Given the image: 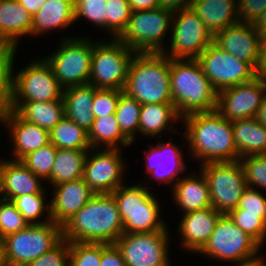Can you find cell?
<instances>
[{
	"instance_id": "1",
	"label": "cell",
	"mask_w": 266,
	"mask_h": 266,
	"mask_svg": "<svg viewBox=\"0 0 266 266\" xmlns=\"http://www.w3.org/2000/svg\"><path fill=\"white\" fill-rule=\"evenodd\" d=\"M182 136H185L190 157L201 164L239 160L232 122L217 110L189 114L182 118Z\"/></svg>"
},
{
	"instance_id": "2",
	"label": "cell",
	"mask_w": 266,
	"mask_h": 266,
	"mask_svg": "<svg viewBox=\"0 0 266 266\" xmlns=\"http://www.w3.org/2000/svg\"><path fill=\"white\" fill-rule=\"evenodd\" d=\"M123 234L117 203L110 194H95L62 226L68 242L115 244Z\"/></svg>"
},
{
	"instance_id": "3",
	"label": "cell",
	"mask_w": 266,
	"mask_h": 266,
	"mask_svg": "<svg viewBox=\"0 0 266 266\" xmlns=\"http://www.w3.org/2000/svg\"><path fill=\"white\" fill-rule=\"evenodd\" d=\"M170 82L173 104L181 118L216 110L218 92L196 59H171Z\"/></svg>"
},
{
	"instance_id": "4",
	"label": "cell",
	"mask_w": 266,
	"mask_h": 266,
	"mask_svg": "<svg viewBox=\"0 0 266 266\" xmlns=\"http://www.w3.org/2000/svg\"><path fill=\"white\" fill-rule=\"evenodd\" d=\"M170 68L171 58L163 53H135L123 91L141 105L173 103Z\"/></svg>"
},
{
	"instance_id": "5",
	"label": "cell",
	"mask_w": 266,
	"mask_h": 266,
	"mask_svg": "<svg viewBox=\"0 0 266 266\" xmlns=\"http://www.w3.org/2000/svg\"><path fill=\"white\" fill-rule=\"evenodd\" d=\"M117 203L123 233L169 231L160 214L161 205L155 193L142 182L122 185L111 193Z\"/></svg>"
},
{
	"instance_id": "6",
	"label": "cell",
	"mask_w": 266,
	"mask_h": 266,
	"mask_svg": "<svg viewBox=\"0 0 266 266\" xmlns=\"http://www.w3.org/2000/svg\"><path fill=\"white\" fill-rule=\"evenodd\" d=\"M261 248L264 247L235 225L228 214H222L209 240L198 253L210 260L237 265L258 259Z\"/></svg>"
},
{
	"instance_id": "7",
	"label": "cell",
	"mask_w": 266,
	"mask_h": 266,
	"mask_svg": "<svg viewBox=\"0 0 266 266\" xmlns=\"http://www.w3.org/2000/svg\"><path fill=\"white\" fill-rule=\"evenodd\" d=\"M61 240L62 227L53 221L28 225L1 240L3 263L5 266H25Z\"/></svg>"
},
{
	"instance_id": "8",
	"label": "cell",
	"mask_w": 266,
	"mask_h": 266,
	"mask_svg": "<svg viewBox=\"0 0 266 266\" xmlns=\"http://www.w3.org/2000/svg\"><path fill=\"white\" fill-rule=\"evenodd\" d=\"M172 17V11L162 8L133 11L117 39L136 53H163L167 47L168 36H165L171 33Z\"/></svg>"
},
{
	"instance_id": "9",
	"label": "cell",
	"mask_w": 266,
	"mask_h": 266,
	"mask_svg": "<svg viewBox=\"0 0 266 266\" xmlns=\"http://www.w3.org/2000/svg\"><path fill=\"white\" fill-rule=\"evenodd\" d=\"M73 37H64L57 49L44 57L63 89L89 84L93 38Z\"/></svg>"
},
{
	"instance_id": "10",
	"label": "cell",
	"mask_w": 266,
	"mask_h": 266,
	"mask_svg": "<svg viewBox=\"0 0 266 266\" xmlns=\"http://www.w3.org/2000/svg\"><path fill=\"white\" fill-rule=\"evenodd\" d=\"M135 53L118 39H93L89 84L95 88L124 90Z\"/></svg>"
},
{
	"instance_id": "11",
	"label": "cell",
	"mask_w": 266,
	"mask_h": 266,
	"mask_svg": "<svg viewBox=\"0 0 266 266\" xmlns=\"http://www.w3.org/2000/svg\"><path fill=\"white\" fill-rule=\"evenodd\" d=\"M213 38L191 7L177 11L173 13L170 41L163 54L171 59H197Z\"/></svg>"
},
{
	"instance_id": "12",
	"label": "cell",
	"mask_w": 266,
	"mask_h": 266,
	"mask_svg": "<svg viewBox=\"0 0 266 266\" xmlns=\"http://www.w3.org/2000/svg\"><path fill=\"white\" fill-rule=\"evenodd\" d=\"M198 168L208 181L211 206L223 214L236 208L247 188L241 162H209Z\"/></svg>"
},
{
	"instance_id": "13",
	"label": "cell",
	"mask_w": 266,
	"mask_h": 266,
	"mask_svg": "<svg viewBox=\"0 0 266 266\" xmlns=\"http://www.w3.org/2000/svg\"><path fill=\"white\" fill-rule=\"evenodd\" d=\"M14 72L13 102H48L63 99L64 89L43 56Z\"/></svg>"
},
{
	"instance_id": "14",
	"label": "cell",
	"mask_w": 266,
	"mask_h": 266,
	"mask_svg": "<svg viewBox=\"0 0 266 266\" xmlns=\"http://www.w3.org/2000/svg\"><path fill=\"white\" fill-rule=\"evenodd\" d=\"M196 60L217 92L256 77V70L249 63L222 50L214 42Z\"/></svg>"
},
{
	"instance_id": "15",
	"label": "cell",
	"mask_w": 266,
	"mask_h": 266,
	"mask_svg": "<svg viewBox=\"0 0 266 266\" xmlns=\"http://www.w3.org/2000/svg\"><path fill=\"white\" fill-rule=\"evenodd\" d=\"M169 231L123 233L116 241L127 266H172Z\"/></svg>"
},
{
	"instance_id": "16",
	"label": "cell",
	"mask_w": 266,
	"mask_h": 266,
	"mask_svg": "<svg viewBox=\"0 0 266 266\" xmlns=\"http://www.w3.org/2000/svg\"><path fill=\"white\" fill-rule=\"evenodd\" d=\"M122 149H89L83 170V180L95 194H110L126 184V163ZM124 183V184H123Z\"/></svg>"
},
{
	"instance_id": "17",
	"label": "cell",
	"mask_w": 266,
	"mask_h": 266,
	"mask_svg": "<svg viewBox=\"0 0 266 266\" xmlns=\"http://www.w3.org/2000/svg\"><path fill=\"white\" fill-rule=\"evenodd\" d=\"M266 95V80L252 81L218 92L216 110L230 122L254 118Z\"/></svg>"
},
{
	"instance_id": "18",
	"label": "cell",
	"mask_w": 266,
	"mask_h": 266,
	"mask_svg": "<svg viewBox=\"0 0 266 266\" xmlns=\"http://www.w3.org/2000/svg\"><path fill=\"white\" fill-rule=\"evenodd\" d=\"M148 145V149L144 151V156L148 184H144L146 187L149 185V181L157 180L162 185L170 184L173 187L182 177L179 175L184 174L187 170V166L184 158V149L180 148L175 142L159 141L158 144ZM174 180V181H173ZM173 182V183H172Z\"/></svg>"
},
{
	"instance_id": "19",
	"label": "cell",
	"mask_w": 266,
	"mask_h": 266,
	"mask_svg": "<svg viewBox=\"0 0 266 266\" xmlns=\"http://www.w3.org/2000/svg\"><path fill=\"white\" fill-rule=\"evenodd\" d=\"M213 42L222 50L246 61L255 70L258 67L261 50V37L253 24L237 22L216 34Z\"/></svg>"
},
{
	"instance_id": "20",
	"label": "cell",
	"mask_w": 266,
	"mask_h": 266,
	"mask_svg": "<svg viewBox=\"0 0 266 266\" xmlns=\"http://www.w3.org/2000/svg\"><path fill=\"white\" fill-rule=\"evenodd\" d=\"M0 125L9 130L12 160L21 161L26 155L50 143V131L22 119L14 110L0 118Z\"/></svg>"
},
{
	"instance_id": "21",
	"label": "cell",
	"mask_w": 266,
	"mask_h": 266,
	"mask_svg": "<svg viewBox=\"0 0 266 266\" xmlns=\"http://www.w3.org/2000/svg\"><path fill=\"white\" fill-rule=\"evenodd\" d=\"M222 214L213 207L182 214L179 224L176 225L181 248L191 252L190 254L199 255L198 252L209 240Z\"/></svg>"
},
{
	"instance_id": "22",
	"label": "cell",
	"mask_w": 266,
	"mask_h": 266,
	"mask_svg": "<svg viewBox=\"0 0 266 266\" xmlns=\"http://www.w3.org/2000/svg\"><path fill=\"white\" fill-rule=\"evenodd\" d=\"M51 189V218L61 227L95 195L83 178L51 186Z\"/></svg>"
},
{
	"instance_id": "23",
	"label": "cell",
	"mask_w": 266,
	"mask_h": 266,
	"mask_svg": "<svg viewBox=\"0 0 266 266\" xmlns=\"http://www.w3.org/2000/svg\"><path fill=\"white\" fill-rule=\"evenodd\" d=\"M199 171L197 175L187 173L171 187L172 200L182 214L212 207L208 181Z\"/></svg>"
},
{
	"instance_id": "24",
	"label": "cell",
	"mask_w": 266,
	"mask_h": 266,
	"mask_svg": "<svg viewBox=\"0 0 266 266\" xmlns=\"http://www.w3.org/2000/svg\"><path fill=\"white\" fill-rule=\"evenodd\" d=\"M44 180L31 172L21 161L7 158L2 171L0 197L12 201L21 195L42 192Z\"/></svg>"
},
{
	"instance_id": "25",
	"label": "cell",
	"mask_w": 266,
	"mask_h": 266,
	"mask_svg": "<svg viewBox=\"0 0 266 266\" xmlns=\"http://www.w3.org/2000/svg\"><path fill=\"white\" fill-rule=\"evenodd\" d=\"M32 19L17 0H0V43L18 48L21 37H32Z\"/></svg>"
},
{
	"instance_id": "26",
	"label": "cell",
	"mask_w": 266,
	"mask_h": 266,
	"mask_svg": "<svg viewBox=\"0 0 266 266\" xmlns=\"http://www.w3.org/2000/svg\"><path fill=\"white\" fill-rule=\"evenodd\" d=\"M182 121L173 103L142 104L139 118V134L154 139L156 136L162 139L163 133L167 130L179 131L174 124ZM176 127V128H173Z\"/></svg>"
},
{
	"instance_id": "27",
	"label": "cell",
	"mask_w": 266,
	"mask_h": 266,
	"mask_svg": "<svg viewBox=\"0 0 266 266\" xmlns=\"http://www.w3.org/2000/svg\"><path fill=\"white\" fill-rule=\"evenodd\" d=\"M74 22V0H47L33 16L32 36L63 30Z\"/></svg>"
},
{
	"instance_id": "28",
	"label": "cell",
	"mask_w": 266,
	"mask_h": 266,
	"mask_svg": "<svg viewBox=\"0 0 266 266\" xmlns=\"http://www.w3.org/2000/svg\"><path fill=\"white\" fill-rule=\"evenodd\" d=\"M191 8L213 37L229 25L239 22L237 0H197L192 1Z\"/></svg>"
},
{
	"instance_id": "29",
	"label": "cell",
	"mask_w": 266,
	"mask_h": 266,
	"mask_svg": "<svg viewBox=\"0 0 266 266\" xmlns=\"http://www.w3.org/2000/svg\"><path fill=\"white\" fill-rule=\"evenodd\" d=\"M96 88L91 84L79 85L63 90L65 117L74 121L85 131L93 126V100Z\"/></svg>"
},
{
	"instance_id": "30",
	"label": "cell",
	"mask_w": 266,
	"mask_h": 266,
	"mask_svg": "<svg viewBox=\"0 0 266 266\" xmlns=\"http://www.w3.org/2000/svg\"><path fill=\"white\" fill-rule=\"evenodd\" d=\"M234 144L239 159L250 155H266V126L255 118L232 122Z\"/></svg>"
},
{
	"instance_id": "31",
	"label": "cell",
	"mask_w": 266,
	"mask_h": 266,
	"mask_svg": "<svg viewBox=\"0 0 266 266\" xmlns=\"http://www.w3.org/2000/svg\"><path fill=\"white\" fill-rule=\"evenodd\" d=\"M14 110L22 119L50 131L64 116L63 99L48 102H12Z\"/></svg>"
},
{
	"instance_id": "32",
	"label": "cell",
	"mask_w": 266,
	"mask_h": 266,
	"mask_svg": "<svg viewBox=\"0 0 266 266\" xmlns=\"http://www.w3.org/2000/svg\"><path fill=\"white\" fill-rule=\"evenodd\" d=\"M89 150L57 149L48 188L83 177L84 163Z\"/></svg>"
},
{
	"instance_id": "33",
	"label": "cell",
	"mask_w": 266,
	"mask_h": 266,
	"mask_svg": "<svg viewBox=\"0 0 266 266\" xmlns=\"http://www.w3.org/2000/svg\"><path fill=\"white\" fill-rule=\"evenodd\" d=\"M88 138L91 148L122 149L132 145L122 134L115 114L94 118Z\"/></svg>"
},
{
	"instance_id": "34",
	"label": "cell",
	"mask_w": 266,
	"mask_h": 266,
	"mask_svg": "<svg viewBox=\"0 0 266 266\" xmlns=\"http://www.w3.org/2000/svg\"><path fill=\"white\" fill-rule=\"evenodd\" d=\"M50 142L57 149H91L88 132L65 116L50 130Z\"/></svg>"
},
{
	"instance_id": "35",
	"label": "cell",
	"mask_w": 266,
	"mask_h": 266,
	"mask_svg": "<svg viewBox=\"0 0 266 266\" xmlns=\"http://www.w3.org/2000/svg\"><path fill=\"white\" fill-rule=\"evenodd\" d=\"M17 48L0 43V118L12 110Z\"/></svg>"
},
{
	"instance_id": "36",
	"label": "cell",
	"mask_w": 266,
	"mask_h": 266,
	"mask_svg": "<svg viewBox=\"0 0 266 266\" xmlns=\"http://www.w3.org/2000/svg\"><path fill=\"white\" fill-rule=\"evenodd\" d=\"M46 189H48V186L40 193L21 195L11 201L29 225L52 221L50 200L46 202L48 200L45 194ZM44 214L45 218L43 217Z\"/></svg>"
},
{
	"instance_id": "37",
	"label": "cell",
	"mask_w": 266,
	"mask_h": 266,
	"mask_svg": "<svg viewBox=\"0 0 266 266\" xmlns=\"http://www.w3.org/2000/svg\"><path fill=\"white\" fill-rule=\"evenodd\" d=\"M141 104L126 92L120 93L115 117L122 134L133 144L139 134V118Z\"/></svg>"
},
{
	"instance_id": "38",
	"label": "cell",
	"mask_w": 266,
	"mask_h": 266,
	"mask_svg": "<svg viewBox=\"0 0 266 266\" xmlns=\"http://www.w3.org/2000/svg\"><path fill=\"white\" fill-rule=\"evenodd\" d=\"M57 148L50 142L26 155L21 162L45 182L51 176Z\"/></svg>"
},
{
	"instance_id": "39",
	"label": "cell",
	"mask_w": 266,
	"mask_h": 266,
	"mask_svg": "<svg viewBox=\"0 0 266 266\" xmlns=\"http://www.w3.org/2000/svg\"><path fill=\"white\" fill-rule=\"evenodd\" d=\"M106 32L111 39H117L127 26L131 17V8L128 0L106 1Z\"/></svg>"
},
{
	"instance_id": "40",
	"label": "cell",
	"mask_w": 266,
	"mask_h": 266,
	"mask_svg": "<svg viewBox=\"0 0 266 266\" xmlns=\"http://www.w3.org/2000/svg\"><path fill=\"white\" fill-rule=\"evenodd\" d=\"M229 217L241 230L254 238L262 247L266 243V222L259 213H243L238 207L230 210Z\"/></svg>"
},
{
	"instance_id": "41",
	"label": "cell",
	"mask_w": 266,
	"mask_h": 266,
	"mask_svg": "<svg viewBox=\"0 0 266 266\" xmlns=\"http://www.w3.org/2000/svg\"><path fill=\"white\" fill-rule=\"evenodd\" d=\"M106 1L107 0H74L75 22L89 20L97 29L106 32Z\"/></svg>"
},
{
	"instance_id": "42",
	"label": "cell",
	"mask_w": 266,
	"mask_h": 266,
	"mask_svg": "<svg viewBox=\"0 0 266 266\" xmlns=\"http://www.w3.org/2000/svg\"><path fill=\"white\" fill-rule=\"evenodd\" d=\"M101 243L69 242V266H100Z\"/></svg>"
},
{
	"instance_id": "43",
	"label": "cell",
	"mask_w": 266,
	"mask_h": 266,
	"mask_svg": "<svg viewBox=\"0 0 266 266\" xmlns=\"http://www.w3.org/2000/svg\"><path fill=\"white\" fill-rule=\"evenodd\" d=\"M239 161L244 169L247 187L266 190V155H250Z\"/></svg>"
},
{
	"instance_id": "44",
	"label": "cell",
	"mask_w": 266,
	"mask_h": 266,
	"mask_svg": "<svg viewBox=\"0 0 266 266\" xmlns=\"http://www.w3.org/2000/svg\"><path fill=\"white\" fill-rule=\"evenodd\" d=\"M28 225V222L11 201L0 199V241Z\"/></svg>"
},
{
	"instance_id": "45",
	"label": "cell",
	"mask_w": 266,
	"mask_h": 266,
	"mask_svg": "<svg viewBox=\"0 0 266 266\" xmlns=\"http://www.w3.org/2000/svg\"><path fill=\"white\" fill-rule=\"evenodd\" d=\"M122 91L123 90L96 88L92 106L94 118L114 114Z\"/></svg>"
},
{
	"instance_id": "46",
	"label": "cell",
	"mask_w": 266,
	"mask_h": 266,
	"mask_svg": "<svg viewBox=\"0 0 266 266\" xmlns=\"http://www.w3.org/2000/svg\"><path fill=\"white\" fill-rule=\"evenodd\" d=\"M25 266H69V242L62 239L50 251Z\"/></svg>"
},
{
	"instance_id": "47",
	"label": "cell",
	"mask_w": 266,
	"mask_h": 266,
	"mask_svg": "<svg viewBox=\"0 0 266 266\" xmlns=\"http://www.w3.org/2000/svg\"><path fill=\"white\" fill-rule=\"evenodd\" d=\"M266 195L262 194V190L247 187L241 196L238 208L243 213H259V216L266 222Z\"/></svg>"
},
{
	"instance_id": "48",
	"label": "cell",
	"mask_w": 266,
	"mask_h": 266,
	"mask_svg": "<svg viewBox=\"0 0 266 266\" xmlns=\"http://www.w3.org/2000/svg\"><path fill=\"white\" fill-rule=\"evenodd\" d=\"M238 20L253 24L266 9V0H237Z\"/></svg>"
},
{
	"instance_id": "49",
	"label": "cell",
	"mask_w": 266,
	"mask_h": 266,
	"mask_svg": "<svg viewBox=\"0 0 266 266\" xmlns=\"http://www.w3.org/2000/svg\"><path fill=\"white\" fill-rule=\"evenodd\" d=\"M100 266H127L116 244L101 243Z\"/></svg>"
},
{
	"instance_id": "50",
	"label": "cell",
	"mask_w": 266,
	"mask_h": 266,
	"mask_svg": "<svg viewBox=\"0 0 266 266\" xmlns=\"http://www.w3.org/2000/svg\"><path fill=\"white\" fill-rule=\"evenodd\" d=\"M192 0H159V8L174 12L191 7Z\"/></svg>"
},
{
	"instance_id": "51",
	"label": "cell",
	"mask_w": 266,
	"mask_h": 266,
	"mask_svg": "<svg viewBox=\"0 0 266 266\" xmlns=\"http://www.w3.org/2000/svg\"><path fill=\"white\" fill-rule=\"evenodd\" d=\"M131 11L159 8V0H128Z\"/></svg>"
},
{
	"instance_id": "52",
	"label": "cell",
	"mask_w": 266,
	"mask_h": 266,
	"mask_svg": "<svg viewBox=\"0 0 266 266\" xmlns=\"http://www.w3.org/2000/svg\"><path fill=\"white\" fill-rule=\"evenodd\" d=\"M256 77L266 80V37L261 39L260 60L256 69Z\"/></svg>"
},
{
	"instance_id": "53",
	"label": "cell",
	"mask_w": 266,
	"mask_h": 266,
	"mask_svg": "<svg viewBox=\"0 0 266 266\" xmlns=\"http://www.w3.org/2000/svg\"><path fill=\"white\" fill-rule=\"evenodd\" d=\"M24 8L32 15V17L37 13V11L44 5L47 0H17Z\"/></svg>"
},
{
	"instance_id": "54",
	"label": "cell",
	"mask_w": 266,
	"mask_h": 266,
	"mask_svg": "<svg viewBox=\"0 0 266 266\" xmlns=\"http://www.w3.org/2000/svg\"><path fill=\"white\" fill-rule=\"evenodd\" d=\"M256 32L260 35L261 39L266 37V9L253 23Z\"/></svg>"
},
{
	"instance_id": "55",
	"label": "cell",
	"mask_w": 266,
	"mask_h": 266,
	"mask_svg": "<svg viewBox=\"0 0 266 266\" xmlns=\"http://www.w3.org/2000/svg\"><path fill=\"white\" fill-rule=\"evenodd\" d=\"M259 123L266 126V95L263 98L262 104L260 105L257 113L254 117Z\"/></svg>"
},
{
	"instance_id": "56",
	"label": "cell",
	"mask_w": 266,
	"mask_h": 266,
	"mask_svg": "<svg viewBox=\"0 0 266 266\" xmlns=\"http://www.w3.org/2000/svg\"><path fill=\"white\" fill-rule=\"evenodd\" d=\"M263 256H260L258 259H255L251 262L243 263V264H237L235 266H266V260L263 259Z\"/></svg>"
},
{
	"instance_id": "57",
	"label": "cell",
	"mask_w": 266,
	"mask_h": 266,
	"mask_svg": "<svg viewBox=\"0 0 266 266\" xmlns=\"http://www.w3.org/2000/svg\"><path fill=\"white\" fill-rule=\"evenodd\" d=\"M5 159V160H4ZM0 158V188L2 185V171H3V167L5 165V162L7 161L6 158Z\"/></svg>"
},
{
	"instance_id": "58",
	"label": "cell",
	"mask_w": 266,
	"mask_h": 266,
	"mask_svg": "<svg viewBox=\"0 0 266 266\" xmlns=\"http://www.w3.org/2000/svg\"><path fill=\"white\" fill-rule=\"evenodd\" d=\"M0 266H5L2 259V243L0 241Z\"/></svg>"
}]
</instances>
